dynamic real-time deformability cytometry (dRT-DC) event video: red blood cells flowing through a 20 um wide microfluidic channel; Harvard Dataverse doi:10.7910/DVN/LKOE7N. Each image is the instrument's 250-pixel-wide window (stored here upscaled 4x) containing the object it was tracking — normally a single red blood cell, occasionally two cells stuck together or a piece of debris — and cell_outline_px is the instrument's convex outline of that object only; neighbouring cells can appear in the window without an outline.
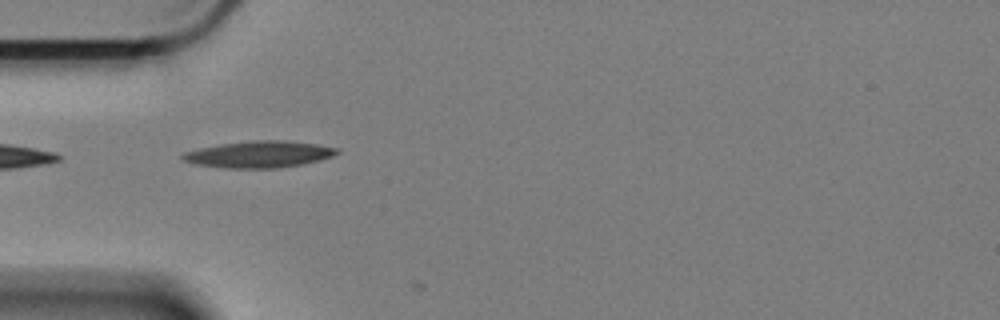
{"species": "Egyptian fruit bat (a non-hibernating species)", "species_latin": "Rousettus aegyptiacus", "temperature_condition": "cold", "stored_images_in_passage": 2, "camera_frame_rate_fps": 3000, "um_per_image_px": 0.085, "animal": {"sex": "female"}, "frame": {"image": 1, "passage_image": 1, "time_ms": 0.0, "image_size_px": [1000, 320], "cell_outline_px": [[340, 152], [332, 156], [320, 160], [304, 164], [280, 168], [224, 168], [192, 164], [180, 160], [180, 156], [184, 152], [200, 148], [220, 144], [252, 140], [284, 140], [316, 144], [340, 148]], "centroid_in_image_um": [22.0, 13.12], "position_along_channel_um": 63.0, "area_um2": 24.28}}